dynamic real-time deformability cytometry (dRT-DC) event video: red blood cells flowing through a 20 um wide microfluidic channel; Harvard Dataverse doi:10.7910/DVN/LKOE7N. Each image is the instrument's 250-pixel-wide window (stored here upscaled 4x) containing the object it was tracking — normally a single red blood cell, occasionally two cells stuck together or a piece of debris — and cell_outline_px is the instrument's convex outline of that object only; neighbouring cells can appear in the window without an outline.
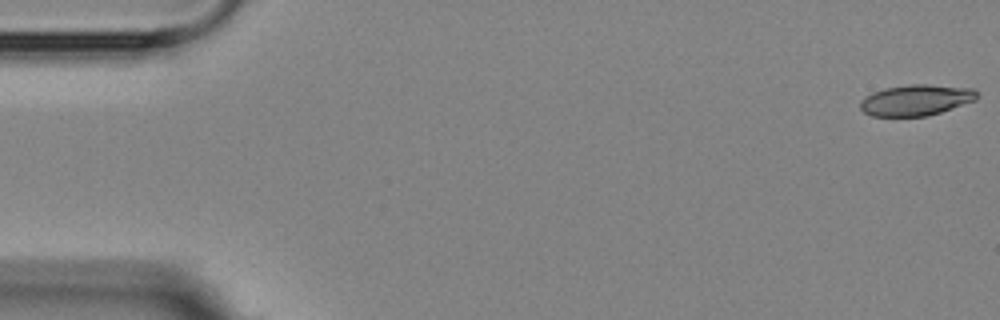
{"species": "Egyptian fruit bat (a non-hibernating species)", "species_latin": "Rousettus aegyptiacus", "temperature_condition": "room temperature", "stored_images_in_passage": 4, "camera_frame_rate_fps": 3000, "um_per_image_px": 0.085, "animal": {"sex": "female"}, "frame": {"image": 1, "passage_image": 1, "time_ms": 0.0, "image_size_px": [1000, 320], "cell_outline_px": [[980, 96], [976, 100], [928, 116], [872, 116], [864, 112], [860, 108], [860, 100], [872, 92], [884, 88], [908, 84], [924, 84], [972, 88]], "centroid_in_image_um": [77.85, 8.5], "position_along_channel_um": 7.2, "area_um2": 21.1}}
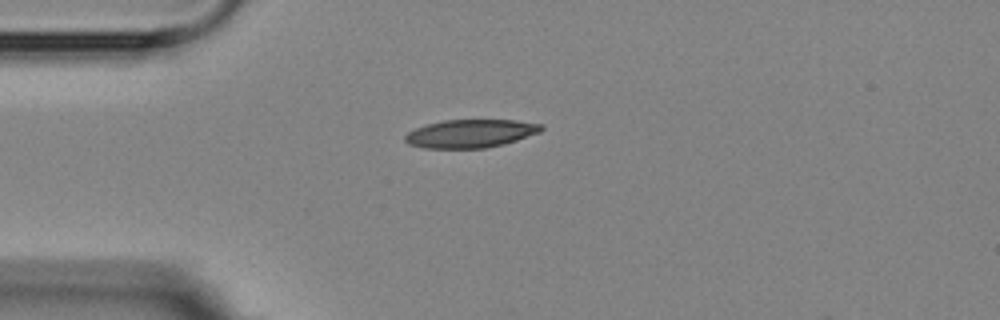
{"frame": {"image": 2, "passage_image": 4, "time_ms": 4.333, "image_size_px": [1000, 320], "cell_outline_px": [[544, 128], [540, 132], [504, 144], [488, 148], [424, 148], [408, 144], [404, 140], [404, 136], [408, 132], [424, 124], [444, 120], [516, 120], [540, 124]], "centroid_in_image_um": [39.96, 11.35], "position_along_channel_um": 45.0, "area_um2": 22.43}}